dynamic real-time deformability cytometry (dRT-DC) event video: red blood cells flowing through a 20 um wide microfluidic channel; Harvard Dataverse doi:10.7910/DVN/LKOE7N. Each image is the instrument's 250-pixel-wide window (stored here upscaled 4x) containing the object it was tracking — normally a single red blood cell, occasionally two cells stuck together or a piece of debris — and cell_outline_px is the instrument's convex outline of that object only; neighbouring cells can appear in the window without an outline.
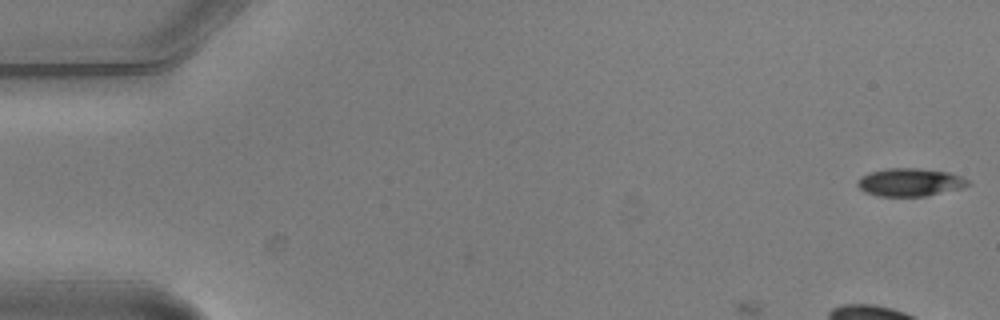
{"species": "common noctule bat (a hibernating species)", "species_latin": "Nyctalus noctula", "temperature_condition": "warm", "stored_images_in_passage": 3, "camera_frame_rate_fps": 3000, "um_per_image_px": 0.085, "animal": {"sex": "male", "body_mass_g": 20.5, "forearm_length_mm": 52.5}, "frame": {"image": 1, "passage_image": 1, "time_ms": 0.0, "image_size_px": [1000, 320], "cell_outline_px": [[972, 184], [960, 188], [928, 196], [876, 196], [864, 192], [856, 184], [856, 180], [860, 176], [872, 172], [888, 168], [916, 168], [948, 172], [960, 176], [968, 180]], "centroid_in_image_um": [77.32, 15.5], "position_along_channel_um": 7.7, "area_um2": 18.03}}